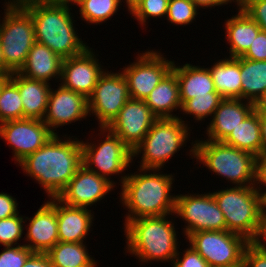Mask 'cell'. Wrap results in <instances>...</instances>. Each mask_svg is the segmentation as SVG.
<instances>
[{
	"label": "cell",
	"mask_w": 266,
	"mask_h": 267,
	"mask_svg": "<svg viewBox=\"0 0 266 267\" xmlns=\"http://www.w3.org/2000/svg\"><path fill=\"white\" fill-rule=\"evenodd\" d=\"M64 136L63 140L53 135L40 149L18 163L26 175L42 186L48 199L58 197L82 165L80 139Z\"/></svg>",
	"instance_id": "1"
},
{
	"label": "cell",
	"mask_w": 266,
	"mask_h": 267,
	"mask_svg": "<svg viewBox=\"0 0 266 267\" xmlns=\"http://www.w3.org/2000/svg\"><path fill=\"white\" fill-rule=\"evenodd\" d=\"M138 171L137 174H123L119 180L122 191L118 197L128 210L124 226L130 220L142 217L174 216L176 195L170 193L174 176L161 174L160 169L138 168Z\"/></svg>",
	"instance_id": "2"
},
{
	"label": "cell",
	"mask_w": 266,
	"mask_h": 267,
	"mask_svg": "<svg viewBox=\"0 0 266 267\" xmlns=\"http://www.w3.org/2000/svg\"><path fill=\"white\" fill-rule=\"evenodd\" d=\"M170 217L165 215L130 220L123 228L126 253L137 257L142 264L151 261L172 263L179 250L176 232L179 228H175V221Z\"/></svg>",
	"instance_id": "3"
},
{
	"label": "cell",
	"mask_w": 266,
	"mask_h": 267,
	"mask_svg": "<svg viewBox=\"0 0 266 267\" xmlns=\"http://www.w3.org/2000/svg\"><path fill=\"white\" fill-rule=\"evenodd\" d=\"M32 16L35 41L46 45L62 59L78 56L89 46L79 38L66 5L21 4ZM74 23V24H73Z\"/></svg>",
	"instance_id": "4"
},
{
	"label": "cell",
	"mask_w": 266,
	"mask_h": 267,
	"mask_svg": "<svg viewBox=\"0 0 266 267\" xmlns=\"http://www.w3.org/2000/svg\"><path fill=\"white\" fill-rule=\"evenodd\" d=\"M189 156L205 165L209 172L224 177L234 186L257 185L258 158L253 154L211 140L190 143Z\"/></svg>",
	"instance_id": "5"
},
{
	"label": "cell",
	"mask_w": 266,
	"mask_h": 267,
	"mask_svg": "<svg viewBox=\"0 0 266 267\" xmlns=\"http://www.w3.org/2000/svg\"><path fill=\"white\" fill-rule=\"evenodd\" d=\"M5 3L0 22V52L3 69L11 74L19 72L35 41L31 14L17 1Z\"/></svg>",
	"instance_id": "6"
},
{
	"label": "cell",
	"mask_w": 266,
	"mask_h": 267,
	"mask_svg": "<svg viewBox=\"0 0 266 267\" xmlns=\"http://www.w3.org/2000/svg\"><path fill=\"white\" fill-rule=\"evenodd\" d=\"M212 194L223 212L226 230L252 242L258 234L264 207L257 185L232 186Z\"/></svg>",
	"instance_id": "7"
},
{
	"label": "cell",
	"mask_w": 266,
	"mask_h": 267,
	"mask_svg": "<svg viewBox=\"0 0 266 267\" xmlns=\"http://www.w3.org/2000/svg\"><path fill=\"white\" fill-rule=\"evenodd\" d=\"M185 122L181 117L157 118L142 142L132 151L133 159L142 155L139 168L163 169L189 140L191 127Z\"/></svg>",
	"instance_id": "8"
},
{
	"label": "cell",
	"mask_w": 266,
	"mask_h": 267,
	"mask_svg": "<svg viewBox=\"0 0 266 267\" xmlns=\"http://www.w3.org/2000/svg\"><path fill=\"white\" fill-rule=\"evenodd\" d=\"M99 131L98 135L101 134L104 137L101 142L97 140L98 143H92L88 142V139L86 142L81 140L82 165L116 186L118 182H114L111 176L116 174L119 177L128 167L130 168L134 163L132 162L133 152L108 128L100 127Z\"/></svg>",
	"instance_id": "9"
},
{
	"label": "cell",
	"mask_w": 266,
	"mask_h": 267,
	"mask_svg": "<svg viewBox=\"0 0 266 267\" xmlns=\"http://www.w3.org/2000/svg\"><path fill=\"white\" fill-rule=\"evenodd\" d=\"M185 238L210 267L242 266L243 254L250 242L227 230L193 232Z\"/></svg>",
	"instance_id": "10"
},
{
	"label": "cell",
	"mask_w": 266,
	"mask_h": 267,
	"mask_svg": "<svg viewBox=\"0 0 266 267\" xmlns=\"http://www.w3.org/2000/svg\"><path fill=\"white\" fill-rule=\"evenodd\" d=\"M173 215L187 224L182 232L186 237L193 232L226 230L223 212L210 191L204 194L176 195Z\"/></svg>",
	"instance_id": "11"
},
{
	"label": "cell",
	"mask_w": 266,
	"mask_h": 267,
	"mask_svg": "<svg viewBox=\"0 0 266 267\" xmlns=\"http://www.w3.org/2000/svg\"><path fill=\"white\" fill-rule=\"evenodd\" d=\"M161 52L148 50L139 53L130 65L122 69L131 99L145 100L163 77L172 69L174 60H168Z\"/></svg>",
	"instance_id": "12"
},
{
	"label": "cell",
	"mask_w": 266,
	"mask_h": 267,
	"mask_svg": "<svg viewBox=\"0 0 266 267\" xmlns=\"http://www.w3.org/2000/svg\"><path fill=\"white\" fill-rule=\"evenodd\" d=\"M129 99L128 84L123 73L105 70L88 98L89 116H95L99 127H107Z\"/></svg>",
	"instance_id": "13"
},
{
	"label": "cell",
	"mask_w": 266,
	"mask_h": 267,
	"mask_svg": "<svg viewBox=\"0 0 266 267\" xmlns=\"http://www.w3.org/2000/svg\"><path fill=\"white\" fill-rule=\"evenodd\" d=\"M53 135L43 120L24 118L0 124V138L13 150L16 164L40 149Z\"/></svg>",
	"instance_id": "14"
},
{
	"label": "cell",
	"mask_w": 266,
	"mask_h": 267,
	"mask_svg": "<svg viewBox=\"0 0 266 267\" xmlns=\"http://www.w3.org/2000/svg\"><path fill=\"white\" fill-rule=\"evenodd\" d=\"M156 119L144 100L130 98L106 128L133 151L142 142Z\"/></svg>",
	"instance_id": "15"
},
{
	"label": "cell",
	"mask_w": 266,
	"mask_h": 267,
	"mask_svg": "<svg viewBox=\"0 0 266 267\" xmlns=\"http://www.w3.org/2000/svg\"><path fill=\"white\" fill-rule=\"evenodd\" d=\"M99 61L95 51L93 52L90 47L78 56L63 59L60 84L88 99L106 70Z\"/></svg>",
	"instance_id": "16"
},
{
	"label": "cell",
	"mask_w": 266,
	"mask_h": 267,
	"mask_svg": "<svg viewBox=\"0 0 266 267\" xmlns=\"http://www.w3.org/2000/svg\"><path fill=\"white\" fill-rule=\"evenodd\" d=\"M57 90H50L48 104L43 122L54 135L60 126H65L76 121H81L89 116L88 99L75 91L64 88L58 84ZM56 131V132H55Z\"/></svg>",
	"instance_id": "17"
},
{
	"label": "cell",
	"mask_w": 266,
	"mask_h": 267,
	"mask_svg": "<svg viewBox=\"0 0 266 267\" xmlns=\"http://www.w3.org/2000/svg\"><path fill=\"white\" fill-rule=\"evenodd\" d=\"M114 188L116 187L106 178L81 165L57 198L69 206L90 209Z\"/></svg>",
	"instance_id": "18"
},
{
	"label": "cell",
	"mask_w": 266,
	"mask_h": 267,
	"mask_svg": "<svg viewBox=\"0 0 266 267\" xmlns=\"http://www.w3.org/2000/svg\"><path fill=\"white\" fill-rule=\"evenodd\" d=\"M29 220L24 229V244L32 252L47 253L57 242L58 222H57V197L50 198L30 218L25 216V222Z\"/></svg>",
	"instance_id": "19"
},
{
	"label": "cell",
	"mask_w": 266,
	"mask_h": 267,
	"mask_svg": "<svg viewBox=\"0 0 266 267\" xmlns=\"http://www.w3.org/2000/svg\"><path fill=\"white\" fill-rule=\"evenodd\" d=\"M254 109L252 102L223 98L206 127L207 140L223 142Z\"/></svg>",
	"instance_id": "20"
},
{
	"label": "cell",
	"mask_w": 266,
	"mask_h": 267,
	"mask_svg": "<svg viewBox=\"0 0 266 267\" xmlns=\"http://www.w3.org/2000/svg\"><path fill=\"white\" fill-rule=\"evenodd\" d=\"M94 211L64 204L57 198V222L59 242L81 243L93 226Z\"/></svg>",
	"instance_id": "21"
},
{
	"label": "cell",
	"mask_w": 266,
	"mask_h": 267,
	"mask_svg": "<svg viewBox=\"0 0 266 267\" xmlns=\"http://www.w3.org/2000/svg\"><path fill=\"white\" fill-rule=\"evenodd\" d=\"M63 59L46 45L35 42L31 47L20 75L44 82L60 81ZM59 78V79H58Z\"/></svg>",
	"instance_id": "22"
},
{
	"label": "cell",
	"mask_w": 266,
	"mask_h": 267,
	"mask_svg": "<svg viewBox=\"0 0 266 267\" xmlns=\"http://www.w3.org/2000/svg\"><path fill=\"white\" fill-rule=\"evenodd\" d=\"M10 79L19 89L23 104V119L43 120L47 110L51 83L29 79L18 72L11 73Z\"/></svg>",
	"instance_id": "23"
},
{
	"label": "cell",
	"mask_w": 266,
	"mask_h": 267,
	"mask_svg": "<svg viewBox=\"0 0 266 267\" xmlns=\"http://www.w3.org/2000/svg\"><path fill=\"white\" fill-rule=\"evenodd\" d=\"M157 118H177L173 111L181 110L179 84L176 73L171 69L145 98Z\"/></svg>",
	"instance_id": "24"
},
{
	"label": "cell",
	"mask_w": 266,
	"mask_h": 267,
	"mask_svg": "<svg viewBox=\"0 0 266 267\" xmlns=\"http://www.w3.org/2000/svg\"><path fill=\"white\" fill-rule=\"evenodd\" d=\"M173 63L172 70L176 73L179 84L181 105L196 96L216 92L209 68L186 63L183 66Z\"/></svg>",
	"instance_id": "25"
},
{
	"label": "cell",
	"mask_w": 266,
	"mask_h": 267,
	"mask_svg": "<svg viewBox=\"0 0 266 267\" xmlns=\"http://www.w3.org/2000/svg\"><path fill=\"white\" fill-rule=\"evenodd\" d=\"M225 38L229 43V57H240L250 47L261 28L243 10L225 20Z\"/></svg>",
	"instance_id": "26"
},
{
	"label": "cell",
	"mask_w": 266,
	"mask_h": 267,
	"mask_svg": "<svg viewBox=\"0 0 266 267\" xmlns=\"http://www.w3.org/2000/svg\"><path fill=\"white\" fill-rule=\"evenodd\" d=\"M222 98L241 99L240 57H225L208 67Z\"/></svg>",
	"instance_id": "27"
},
{
	"label": "cell",
	"mask_w": 266,
	"mask_h": 267,
	"mask_svg": "<svg viewBox=\"0 0 266 267\" xmlns=\"http://www.w3.org/2000/svg\"><path fill=\"white\" fill-rule=\"evenodd\" d=\"M223 143L249 152L260 159L262 157L263 143L258 111L254 109L232 130Z\"/></svg>",
	"instance_id": "28"
},
{
	"label": "cell",
	"mask_w": 266,
	"mask_h": 267,
	"mask_svg": "<svg viewBox=\"0 0 266 267\" xmlns=\"http://www.w3.org/2000/svg\"><path fill=\"white\" fill-rule=\"evenodd\" d=\"M241 99L258 103L266 95V61L240 56Z\"/></svg>",
	"instance_id": "29"
},
{
	"label": "cell",
	"mask_w": 266,
	"mask_h": 267,
	"mask_svg": "<svg viewBox=\"0 0 266 267\" xmlns=\"http://www.w3.org/2000/svg\"><path fill=\"white\" fill-rule=\"evenodd\" d=\"M84 242H57L47 255L53 267H96L97 262Z\"/></svg>",
	"instance_id": "30"
},
{
	"label": "cell",
	"mask_w": 266,
	"mask_h": 267,
	"mask_svg": "<svg viewBox=\"0 0 266 267\" xmlns=\"http://www.w3.org/2000/svg\"><path fill=\"white\" fill-rule=\"evenodd\" d=\"M80 18L88 24H102L114 16L120 9L119 0H80Z\"/></svg>",
	"instance_id": "31"
},
{
	"label": "cell",
	"mask_w": 266,
	"mask_h": 267,
	"mask_svg": "<svg viewBox=\"0 0 266 267\" xmlns=\"http://www.w3.org/2000/svg\"><path fill=\"white\" fill-rule=\"evenodd\" d=\"M23 119V104L17 85L9 78L0 93V124Z\"/></svg>",
	"instance_id": "32"
},
{
	"label": "cell",
	"mask_w": 266,
	"mask_h": 267,
	"mask_svg": "<svg viewBox=\"0 0 266 267\" xmlns=\"http://www.w3.org/2000/svg\"><path fill=\"white\" fill-rule=\"evenodd\" d=\"M223 98L217 92H210L208 95L196 96L185 101L181 105L183 115H192L195 121H205V118L213 116Z\"/></svg>",
	"instance_id": "33"
},
{
	"label": "cell",
	"mask_w": 266,
	"mask_h": 267,
	"mask_svg": "<svg viewBox=\"0 0 266 267\" xmlns=\"http://www.w3.org/2000/svg\"><path fill=\"white\" fill-rule=\"evenodd\" d=\"M199 8L191 0H169L166 19L171 24L189 25L197 17Z\"/></svg>",
	"instance_id": "34"
},
{
	"label": "cell",
	"mask_w": 266,
	"mask_h": 267,
	"mask_svg": "<svg viewBox=\"0 0 266 267\" xmlns=\"http://www.w3.org/2000/svg\"><path fill=\"white\" fill-rule=\"evenodd\" d=\"M24 218L18 213L15 216L0 219V244L3 247L20 245L18 242L23 238Z\"/></svg>",
	"instance_id": "35"
},
{
	"label": "cell",
	"mask_w": 266,
	"mask_h": 267,
	"mask_svg": "<svg viewBox=\"0 0 266 267\" xmlns=\"http://www.w3.org/2000/svg\"><path fill=\"white\" fill-rule=\"evenodd\" d=\"M169 0H141L140 5L131 14L143 27L149 18L167 16Z\"/></svg>",
	"instance_id": "36"
},
{
	"label": "cell",
	"mask_w": 266,
	"mask_h": 267,
	"mask_svg": "<svg viewBox=\"0 0 266 267\" xmlns=\"http://www.w3.org/2000/svg\"><path fill=\"white\" fill-rule=\"evenodd\" d=\"M33 252L24 244L6 246L0 253V267H23Z\"/></svg>",
	"instance_id": "37"
},
{
	"label": "cell",
	"mask_w": 266,
	"mask_h": 267,
	"mask_svg": "<svg viewBox=\"0 0 266 267\" xmlns=\"http://www.w3.org/2000/svg\"><path fill=\"white\" fill-rule=\"evenodd\" d=\"M188 247L189 248L183 250V253L181 252V254L178 251L171 263L172 267H210L197 251L191 246Z\"/></svg>",
	"instance_id": "38"
},
{
	"label": "cell",
	"mask_w": 266,
	"mask_h": 267,
	"mask_svg": "<svg viewBox=\"0 0 266 267\" xmlns=\"http://www.w3.org/2000/svg\"><path fill=\"white\" fill-rule=\"evenodd\" d=\"M242 267H266V251L249 242L243 254Z\"/></svg>",
	"instance_id": "39"
},
{
	"label": "cell",
	"mask_w": 266,
	"mask_h": 267,
	"mask_svg": "<svg viewBox=\"0 0 266 267\" xmlns=\"http://www.w3.org/2000/svg\"><path fill=\"white\" fill-rule=\"evenodd\" d=\"M242 58L256 61H266V31L261 30Z\"/></svg>",
	"instance_id": "40"
},
{
	"label": "cell",
	"mask_w": 266,
	"mask_h": 267,
	"mask_svg": "<svg viewBox=\"0 0 266 267\" xmlns=\"http://www.w3.org/2000/svg\"><path fill=\"white\" fill-rule=\"evenodd\" d=\"M243 10L266 31V0H252Z\"/></svg>",
	"instance_id": "41"
},
{
	"label": "cell",
	"mask_w": 266,
	"mask_h": 267,
	"mask_svg": "<svg viewBox=\"0 0 266 267\" xmlns=\"http://www.w3.org/2000/svg\"><path fill=\"white\" fill-rule=\"evenodd\" d=\"M19 213L16 198L10 194L0 193V219L15 216Z\"/></svg>",
	"instance_id": "42"
},
{
	"label": "cell",
	"mask_w": 266,
	"mask_h": 267,
	"mask_svg": "<svg viewBox=\"0 0 266 267\" xmlns=\"http://www.w3.org/2000/svg\"><path fill=\"white\" fill-rule=\"evenodd\" d=\"M23 267H53L47 253L33 252Z\"/></svg>",
	"instance_id": "43"
},
{
	"label": "cell",
	"mask_w": 266,
	"mask_h": 267,
	"mask_svg": "<svg viewBox=\"0 0 266 267\" xmlns=\"http://www.w3.org/2000/svg\"><path fill=\"white\" fill-rule=\"evenodd\" d=\"M263 187H262V186ZM257 187L263 202L266 201V157L258 159ZM264 188V190L262 188ZM263 190V191H262Z\"/></svg>",
	"instance_id": "44"
},
{
	"label": "cell",
	"mask_w": 266,
	"mask_h": 267,
	"mask_svg": "<svg viewBox=\"0 0 266 267\" xmlns=\"http://www.w3.org/2000/svg\"><path fill=\"white\" fill-rule=\"evenodd\" d=\"M260 249L266 251V208L263 207L260 227L256 238L252 241Z\"/></svg>",
	"instance_id": "45"
},
{
	"label": "cell",
	"mask_w": 266,
	"mask_h": 267,
	"mask_svg": "<svg viewBox=\"0 0 266 267\" xmlns=\"http://www.w3.org/2000/svg\"><path fill=\"white\" fill-rule=\"evenodd\" d=\"M199 9L221 7L222 5H228V0H191Z\"/></svg>",
	"instance_id": "46"
},
{
	"label": "cell",
	"mask_w": 266,
	"mask_h": 267,
	"mask_svg": "<svg viewBox=\"0 0 266 267\" xmlns=\"http://www.w3.org/2000/svg\"><path fill=\"white\" fill-rule=\"evenodd\" d=\"M20 4L40 5H66L70 6V0H17Z\"/></svg>",
	"instance_id": "47"
},
{
	"label": "cell",
	"mask_w": 266,
	"mask_h": 267,
	"mask_svg": "<svg viewBox=\"0 0 266 267\" xmlns=\"http://www.w3.org/2000/svg\"><path fill=\"white\" fill-rule=\"evenodd\" d=\"M261 139L263 143L262 157H266V115H259Z\"/></svg>",
	"instance_id": "48"
},
{
	"label": "cell",
	"mask_w": 266,
	"mask_h": 267,
	"mask_svg": "<svg viewBox=\"0 0 266 267\" xmlns=\"http://www.w3.org/2000/svg\"><path fill=\"white\" fill-rule=\"evenodd\" d=\"M125 3L126 5V9H128V12L130 13V15L136 10V8L140 5L141 0H119V4L120 6H122L121 3ZM128 7V8H127Z\"/></svg>",
	"instance_id": "49"
},
{
	"label": "cell",
	"mask_w": 266,
	"mask_h": 267,
	"mask_svg": "<svg viewBox=\"0 0 266 267\" xmlns=\"http://www.w3.org/2000/svg\"><path fill=\"white\" fill-rule=\"evenodd\" d=\"M255 109L258 111L259 115H266V95L255 104Z\"/></svg>",
	"instance_id": "50"
},
{
	"label": "cell",
	"mask_w": 266,
	"mask_h": 267,
	"mask_svg": "<svg viewBox=\"0 0 266 267\" xmlns=\"http://www.w3.org/2000/svg\"><path fill=\"white\" fill-rule=\"evenodd\" d=\"M229 3L234 2L235 4H237V8L238 9H243L244 7H246L252 0H228Z\"/></svg>",
	"instance_id": "51"
},
{
	"label": "cell",
	"mask_w": 266,
	"mask_h": 267,
	"mask_svg": "<svg viewBox=\"0 0 266 267\" xmlns=\"http://www.w3.org/2000/svg\"><path fill=\"white\" fill-rule=\"evenodd\" d=\"M10 78V74H0V93L3 84Z\"/></svg>",
	"instance_id": "52"
},
{
	"label": "cell",
	"mask_w": 266,
	"mask_h": 267,
	"mask_svg": "<svg viewBox=\"0 0 266 267\" xmlns=\"http://www.w3.org/2000/svg\"><path fill=\"white\" fill-rule=\"evenodd\" d=\"M0 74H9L3 69V65L1 61V52H0Z\"/></svg>",
	"instance_id": "53"
},
{
	"label": "cell",
	"mask_w": 266,
	"mask_h": 267,
	"mask_svg": "<svg viewBox=\"0 0 266 267\" xmlns=\"http://www.w3.org/2000/svg\"><path fill=\"white\" fill-rule=\"evenodd\" d=\"M80 0H70V6L76 5ZM73 3V4H72Z\"/></svg>",
	"instance_id": "54"
}]
</instances>
